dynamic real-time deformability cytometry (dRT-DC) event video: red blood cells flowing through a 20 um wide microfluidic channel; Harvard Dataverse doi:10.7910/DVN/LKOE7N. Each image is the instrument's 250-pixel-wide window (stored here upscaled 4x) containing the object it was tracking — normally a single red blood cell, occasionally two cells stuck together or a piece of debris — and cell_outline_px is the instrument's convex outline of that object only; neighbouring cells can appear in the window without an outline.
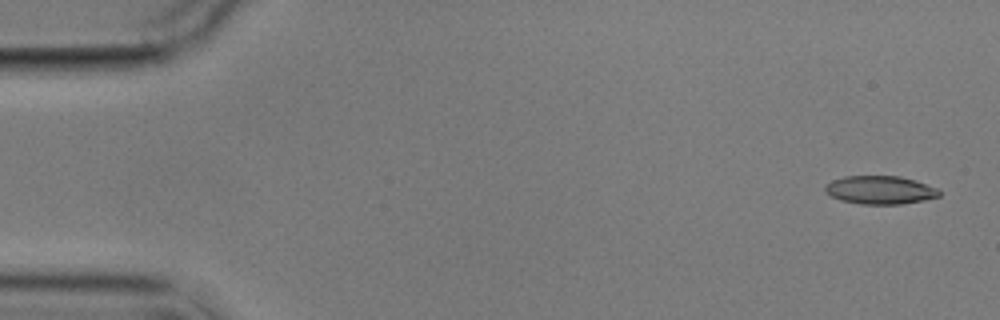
{"species": "common noctule bat (a hibernating species)", "species_latin": "Nyctalus noctula", "temperature_condition": "cold", "stored_images_in_passage": 6, "camera_frame_rate_fps": 3000, "um_per_image_px": 0.085, "animal": {"sex": "male", "body_mass_g": 17.9}, "frame": {"image": 1, "passage_image": 1, "time_ms": 0.0, "image_size_px": [1000, 320], "cell_outline_px": [[940, 196], [924, 200], [900, 204], [860, 204], [840, 200], [824, 192], [824, 188], [832, 180], [844, 176], [900, 176], [936, 188], [940, 192]], "centroid_in_image_um": [74.77, 16.15], "position_along_channel_um": 10.2, "area_um2": 18.61}}
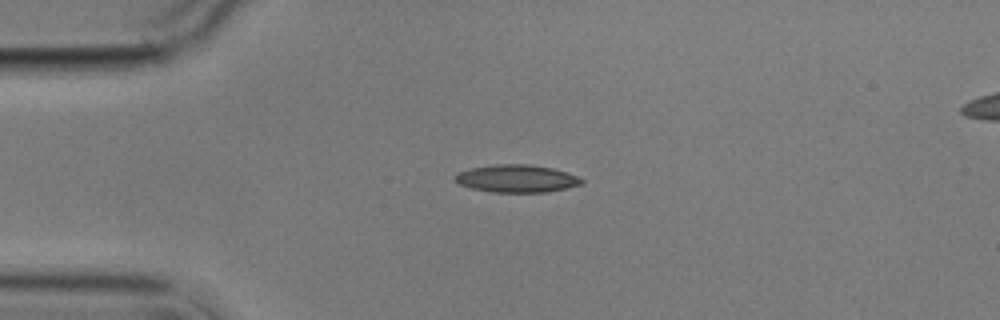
{"frame": {"image": 2, "passage_image": 4, "time_ms": 3.667, "image_size_px": [1000, 320], "cell_outline_px": [[584, 184], [568, 188], [548, 192], [492, 192], [472, 188], [460, 184], [452, 180], [452, 176], [456, 172], [468, 168], [496, 164], [528, 164], [552, 168], [568, 172], [584, 180]], "centroid_in_image_um": [43.89, 15.17], "position_along_channel_um": 41.1, "area_um2": 20.69}}